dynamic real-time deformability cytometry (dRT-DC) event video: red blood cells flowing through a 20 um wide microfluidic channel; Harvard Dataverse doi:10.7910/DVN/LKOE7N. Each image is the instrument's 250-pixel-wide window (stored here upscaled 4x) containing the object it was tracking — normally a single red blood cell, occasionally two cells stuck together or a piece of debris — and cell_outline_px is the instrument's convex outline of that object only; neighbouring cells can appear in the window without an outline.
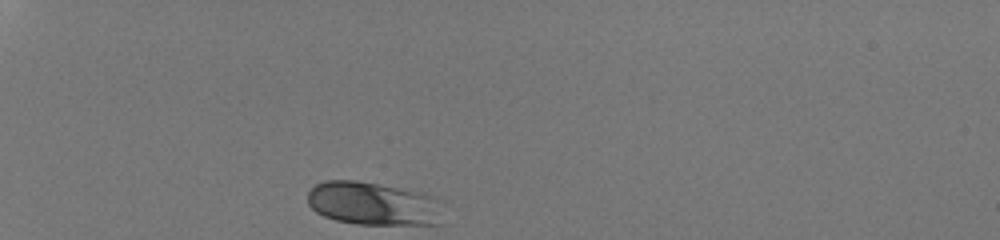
{"species": "human", "species_latin": "Homo sapiens", "temperature_condition": "room temperature", "stored_images_in_passage": 29, "camera_frame_rate_fps": 3000, "um_per_image_px": 0.085, "donor": {"sex": "male"}, "frame": {"image": 1, "passage_image": 1, "time_ms": 0.0, "image_size_px": [1000, 240], "cell_outline_px": [[448, 204], [444, 224], [360, 224], [336, 220], [324, 216], [316, 212], [308, 204], [308, 192], [316, 184], [324, 180], [356, 180], [424, 192], [436, 196], [444, 200]], "centroid_in_image_um": [31.91, 17.31], "position_along_channel_um": 53.1, "area_um2": 35.43}}
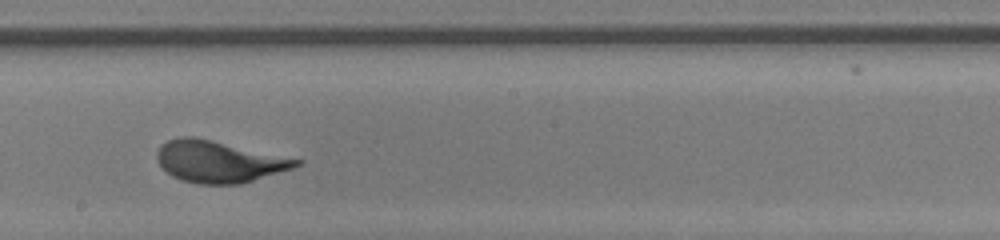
{"frame": {"image": 2, "passage_image": 17, "time_ms": 5.333, "image_size_px": [1000, 240], "cell_outline_px": [[304, 160], [300, 164], [292, 168], [240, 184], [196, 184], [180, 180], [172, 176], [160, 164], [156, 156], [156, 152], [168, 140], [184, 136], [192, 136], [212, 140]], "centroid_in_image_um": [18.6, 13.74], "position_along_channel_um": 229.6, "area_um2": 33.47}}
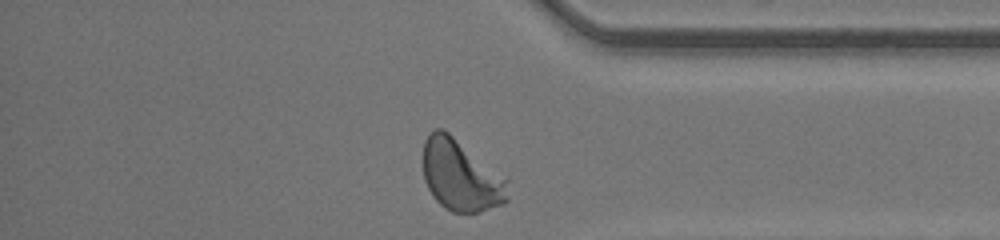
{"frame": {"image": 3, "passage_image": 29, "time_ms": 9.333, "image_size_px": [1000, 240], "cell_outline_px": [[508, 200], [504, 204], [480, 212], [452, 212], [444, 208], [432, 196], [424, 180], [424, 140], [436, 128], [444, 128], [508, 176]], "centroid_in_image_um": [39.23, 14.91], "position_along_channel_um": 396.0, "area_um2": 36.01}, "authors_computed_cell_mechanics": {"area_um2": 33.4084, "velocity_mm_per_s": 4.2338, "shape_relaxation_time_tau1_ms": 2.3625, "shape_relaxation_time_tau2_ms": null, "deformation_change_tau1": 0.1371, "deformation_change_tau2": null}}